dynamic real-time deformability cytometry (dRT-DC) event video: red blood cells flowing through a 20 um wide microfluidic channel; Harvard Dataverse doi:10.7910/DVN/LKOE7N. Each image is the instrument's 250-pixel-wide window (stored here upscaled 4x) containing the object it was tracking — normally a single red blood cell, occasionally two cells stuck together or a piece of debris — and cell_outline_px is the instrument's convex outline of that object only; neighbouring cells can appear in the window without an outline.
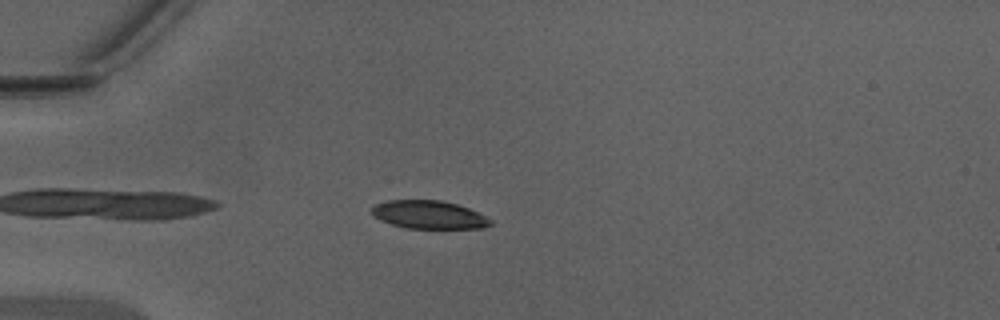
{"species": "Egyptian fruit bat (a non-hibernating species)", "species_latin": "Rousettus aegyptiacus", "temperature_condition": "warm", "stored_images_in_passage": 33, "camera_frame_rate_fps": 3000, "um_per_image_px": 0.085, "animal": {"sex": "male"}, "frame": {"image": 1, "passage_image": 5, "time_ms": 1.333, "image_size_px": [1000, 320], "cell_outline_px": [[492, 224], [484, 228], [408, 228], [392, 224], [380, 220], [372, 212], [372, 208], [376, 204], [388, 200], [440, 200], [456, 204], [468, 208], [492, 220]], "centroid_in_image_um": [36.47, 18.25], "position_along_channel_um": 48.5, "area_um2": 19.19}}
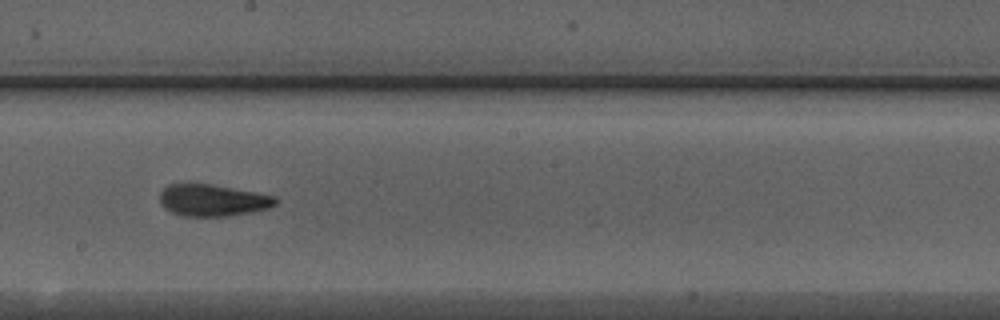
{"frame": {"image": 2, "passage_image": 19, "time_ms": 6.0, "image_size_px": [1000, 320], "cell_outline_px": [[280, 200], [276, 204], [268, 208], [252, 212], [228, 216], [184, 216], [172, 212], [164, 208], [160, 204], [160, 192], [168, 184], [212, 184], [256, 192], [276, 196]], "centroid_in_image_um": [18.1, 17.02], "position_along_channel_um": 230.1, "area_um2": 21.56}}
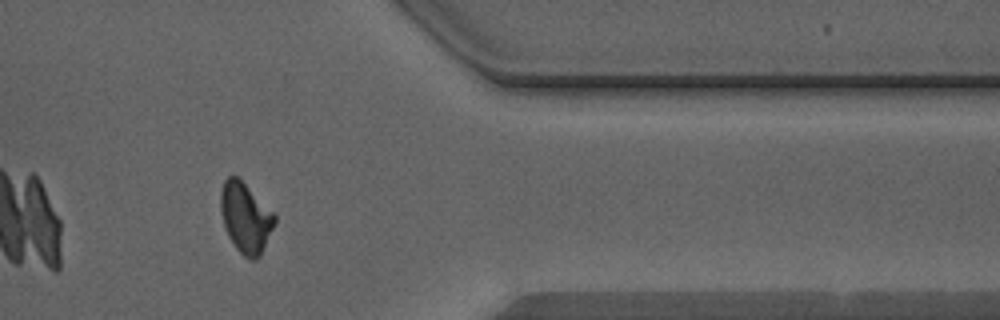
{"frame": {"image": 3, "passage_image": 31, "time_ms": 10.0, "image_size_px": [1000, 320], "cell_outline_px": [[276, 220], [260, 256], [256, 260], [252, 260], [244, 256], [236, 248], [228, 236], [224, 224], [220, 208], [220, 192], [224, 180], [228, 176], [236, 176], [276, 212]], "centroid_in_image_um": [20.88, 18.49], "position_along_channel_um": 390.5, "area_um2": 22.08}, "authors_computed_cell_mechanics": {"area_um2": 21.6172, "velocity_mm_per_s": 4.3854, "shape_relaxation_time_tau1_ms": 9.6221, "shape_relaxation_time_tau2_ms": 1.3719, "deformation_change_tau1": 0.2386, "deformation_change_tau2": 0.0808}}